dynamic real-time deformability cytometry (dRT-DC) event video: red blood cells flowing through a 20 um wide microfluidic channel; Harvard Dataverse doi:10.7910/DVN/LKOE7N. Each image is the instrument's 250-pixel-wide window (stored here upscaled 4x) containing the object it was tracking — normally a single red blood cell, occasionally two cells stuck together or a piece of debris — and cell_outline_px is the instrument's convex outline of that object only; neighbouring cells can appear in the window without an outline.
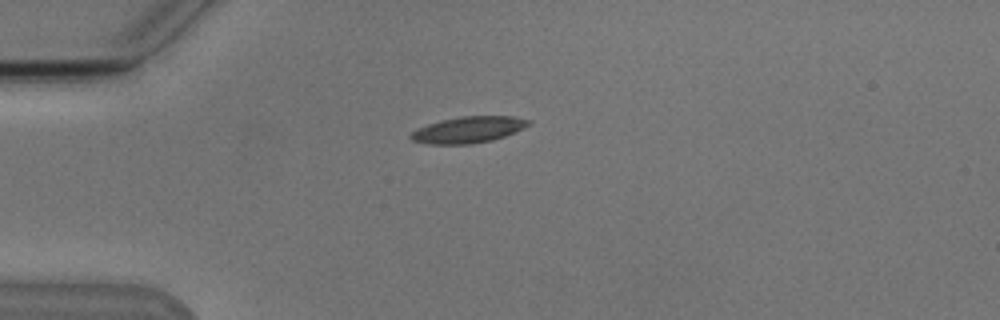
{"species": "Egyptian fruit bat (a non-hibernating species)", "species_latin": "Rousettus aegyptiacus", "temperature_condition": "cold", "stored_images_in_passage": 3, "camera_frame_rate_fps": 3000, "um_per_image_px": 0.085, "animal": {"sex": "male"}, "frame": {"image": 1, "passage_image": 1, "time_ms": 0.0, "image_size_px": [1000, 320], "cell_outline_px": [[532, 124], [516, 132], [492, 140], [472, 144], [432, 144], [412, 140], [408, 136], [412, 132], [428, 124], [440, 120], [464, 116], [512, 116], [532, 120]], "centroid_in_image_um": [39.87, 11.02], "position_along_channel_um": 45.1, "area_um2": 18.03}}